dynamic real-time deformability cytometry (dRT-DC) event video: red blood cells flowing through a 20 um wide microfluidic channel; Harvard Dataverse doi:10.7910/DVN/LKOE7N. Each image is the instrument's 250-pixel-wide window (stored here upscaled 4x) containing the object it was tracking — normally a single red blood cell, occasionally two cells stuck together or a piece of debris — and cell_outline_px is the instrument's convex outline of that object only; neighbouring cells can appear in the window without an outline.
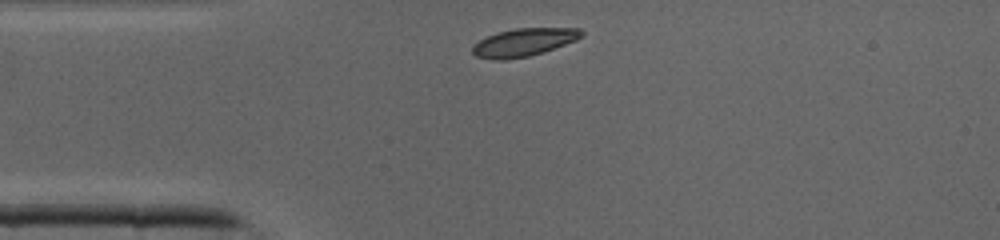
{"species": "common noctule bat (a hibernating species)", "species_latin": "Nyctalus noctula", "temperature_condition": "cold", "stored_images_in_passage": 28, "camera_frame_rate_fps": 3000, "um_per_image_px": 0.085, "animal": {"sex": "male", "body_mass_g": 19.0, "forearm_length_mm": 50.8}, "frame": {"image": 1, "passage_image": 1, "time_ms": 0.0, "image_size_px": [1000, 240], "cell_outline_px": [[584, 36], [576, 40], [544, 52], [528, 56], [504, 60], [492, 60], [476, 56], [472, 52], [472, 48], [480, 40], [496, 32], [516, 28], [580, 28], [584, 32]], "centroid_in_image_um": [44.55, 3.59], "position_along_channel_um": 40.5, "area_um2": 17.74}}
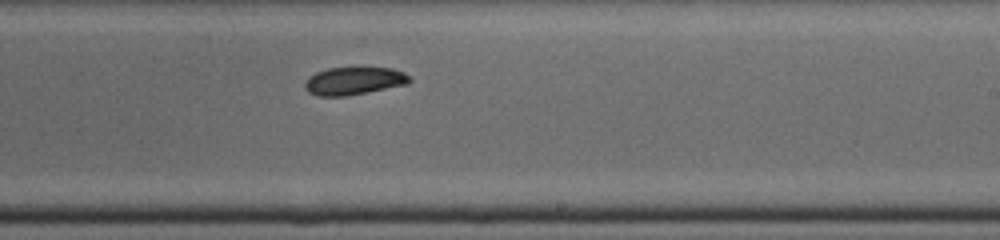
{"frame": {"image": 2, "passage_image": 16, "time_ms": 5.0, "image_size_px": [1000, 240], "cell_outline_px": [[412, 80], [408, 84], [344, 96], [316, 96], [308, 92], [304, 88], [304, 84], [308, 76], [316, 72], [328, 68], [392, 68], [404, 72]], "centroid_in_image_um": [30.05, 6.88], "position_along_channel_um": 259.0, "area_um2": 16.88}}
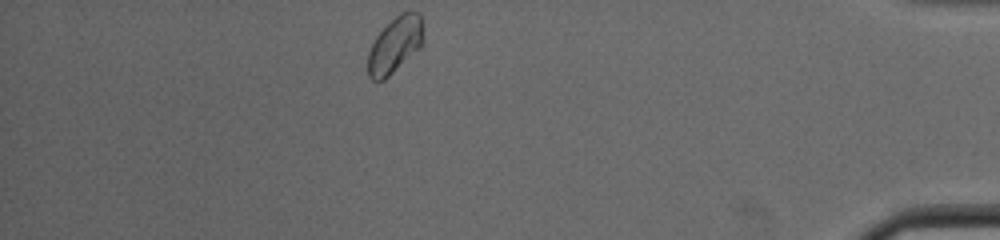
{"frame": {"image": 3, "passage_image": 28, "time_ms": 9.0, "image_size_px": [1000, 240], "cell_outline_px": [[424, 40], [420, 48], [384, 80], [372, 80], [368, 76], [368, 52], [376, 36], [400, 12], [420, 12], [424, 20]], "centroid_in_image_um": [33.62, 3.79], "position_along_channel_um": 401.6, "area_um2": 18.21}}